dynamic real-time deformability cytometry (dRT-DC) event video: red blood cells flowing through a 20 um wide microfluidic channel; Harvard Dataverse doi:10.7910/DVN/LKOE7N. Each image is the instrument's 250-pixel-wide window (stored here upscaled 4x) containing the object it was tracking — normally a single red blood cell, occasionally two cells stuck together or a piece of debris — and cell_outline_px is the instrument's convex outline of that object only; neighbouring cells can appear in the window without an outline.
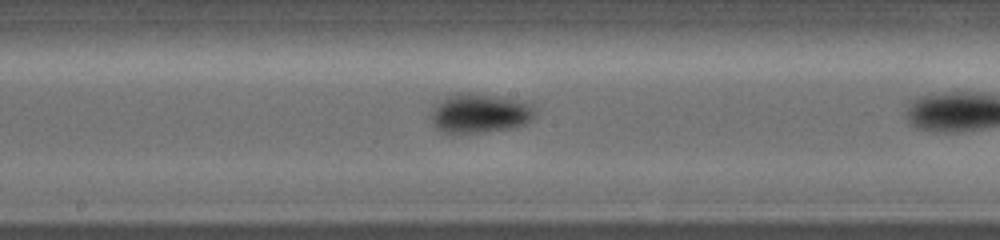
{"species": "common noctule bat (a hibernating species)", "species_latin": "Nyctalus noctula", "temperature_condition": "warm", "stored_images_in_passage": 22, "camera_frame_rate_fps": 5000, "um_per_image_px": 0.085, "animal": {"sex": "female", "body_mass_g": 19.0, "forearm_length_mm": 56.7}, "frame": {"image": 1, "passage_image": 19, "time_ms": 2.8, "image_size_px": [1000, 240], "cell_outline_px": [[532, 112], [528, 120], [520, 124], [496, 128], [444, 128], [436, 120], [436, 108], [444, 100], [468, 92], [528, 104], [532, 108]], "centroid_in_image_um": [40.89, 9.53], "position_along_channel_um": 207.3, "area_um2": 19.31}}